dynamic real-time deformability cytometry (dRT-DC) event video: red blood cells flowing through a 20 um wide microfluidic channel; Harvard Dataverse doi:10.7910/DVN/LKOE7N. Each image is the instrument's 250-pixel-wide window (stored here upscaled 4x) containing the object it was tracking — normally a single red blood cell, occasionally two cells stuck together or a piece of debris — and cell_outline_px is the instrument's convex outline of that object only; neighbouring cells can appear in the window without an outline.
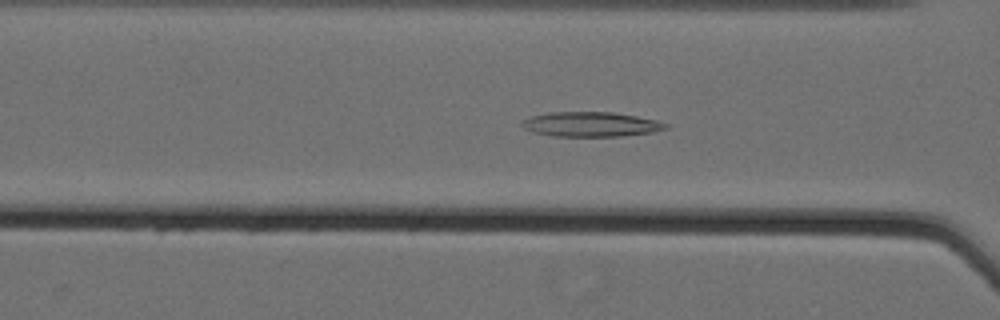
{"species": "Egyptian fruit bat (a non-hibernating species)", "species_latin": "Rousettus aegyptiacus", "temperature_condition": "cold", "stored_images_in_passage": 28, "camera_frame_rate_fps": 3000, "um_per_image_px": 0.085, "animal": {"sex": "female"}, "frame": {"image": 1, "passage_image": 15, "time_ms": 4.667, "image_size_px": [1000, 320], "cell_outline_px": [[668, 128], [652, 132], [624, 136], [552, 136], [532, 132], [524, 128], [520, 124], [524, 120], [532, 116], [548, 112], [612, 112], [636, 116], [656, 120], [668, 124]], "centroid_in_image_um": [50.22, 10.57], "position_along_channel_um": 116.4, "area_um2": 20.69}}
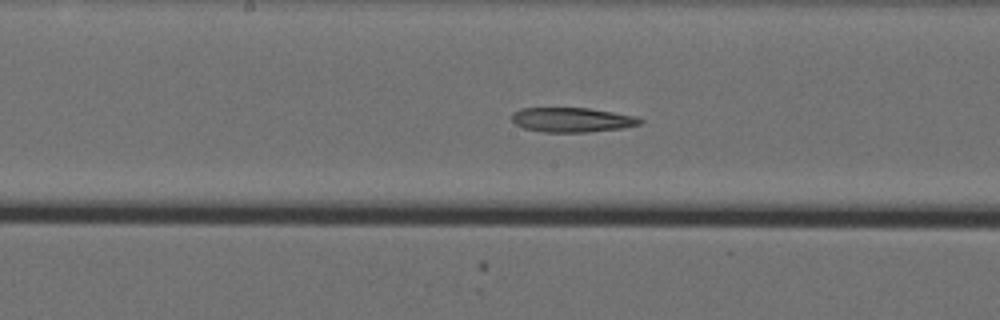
{"frame": {"image": 2, "passage_image": 22, "time_ms": 7.0, "image_size_px": [1000, 320], "cell_outline_px": [[644, 120], [640, 124], [620, 128], [588, 132], [544, 132], [524, 128], [516, 124], [512, 120], [512, 112], [520, 108], [588, 108], [636, 116]], "centroid_in_image_um": [48.6, 10.18], "position_along_channel_um": 199.6, "area_um2": 18.26}}
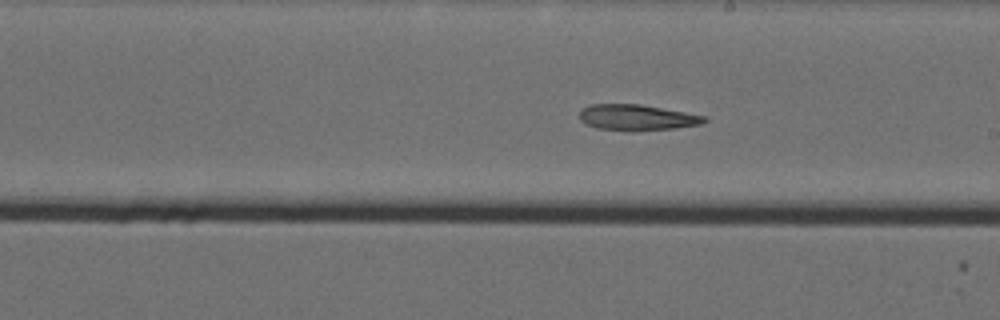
{"frame": {"image": 3, "passage_image": 25, "time_ms": 8.0, "image_size_px": [1000, 320], "cell_outline_px": [[708, 120], [700, 124], [672, 128], [632, 132], [596, 128], [584, 124], [580, 120], [580, 112], [584, 108], [592, 104], [640, 104], [684, 112], [704, 116]], "centroid_in_image_um": [54.09, 10.0], "position_along_channel_um": 234.9, "area_um2": 18.79}}